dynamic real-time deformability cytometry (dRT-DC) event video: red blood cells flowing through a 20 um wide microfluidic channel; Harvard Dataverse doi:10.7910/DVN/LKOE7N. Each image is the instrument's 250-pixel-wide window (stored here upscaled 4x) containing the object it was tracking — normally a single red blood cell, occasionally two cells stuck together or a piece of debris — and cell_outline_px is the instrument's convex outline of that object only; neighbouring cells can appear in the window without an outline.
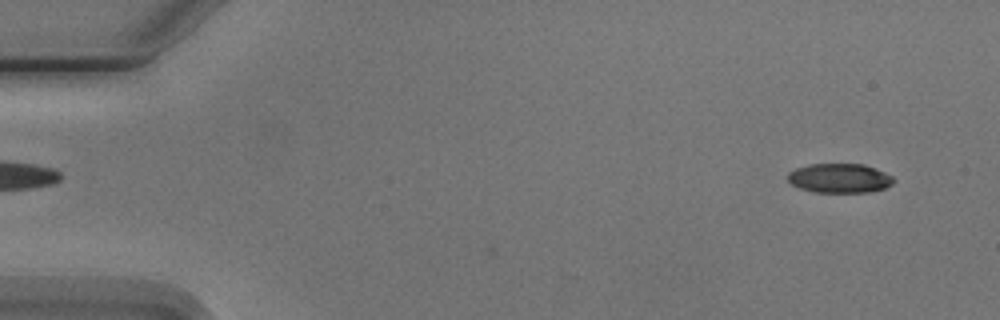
{"species": "Egyptian fruit bat (a non-hibernating species)", "species_latin": "Rousettus aegyptiacus", "temperature_condition": "cold", "stored_images_in_passage": 4, "camera_frame_rate_fps": 3000, "um_per_image_px": 0.085, "animal": {"sex": "male"}, "frame": {"image": 1, "passage_image": 1, "time_ms": 0.0, "image_size_px": [1000, 320], "cell_outline_px": [[896, 180], [892, 184], [884, 188], [868, 192], [812, 192], [800, 188], [792, 184], [788, 180], [788, 172], [796, 168], [808, 164], [864, 164], [884, 172], [892, 176]], "centroid_in_image_um": [71.36, 15.14], "position_along_channel_um": 13.6, "area_um2": 18.09}}
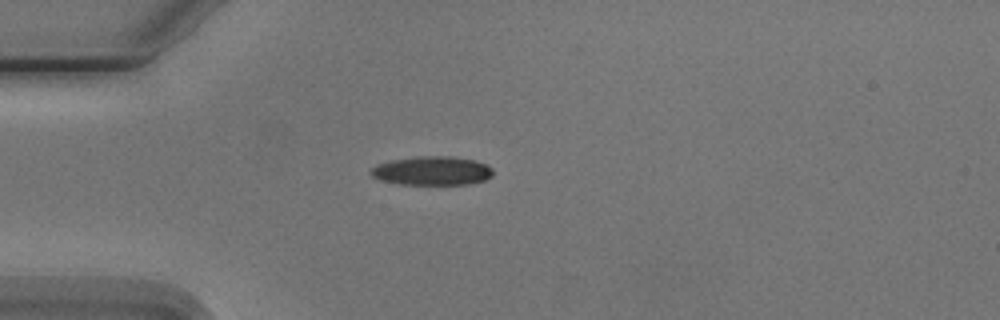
{"frame": {"image": 2, "passage_image": 4, "time_ms": 3.667, "image_size_px": [1000, 320], "cell_outline_px": [[492, 176], [484, 180], [468, 184], [400, 184], [380, 180], [372, 176], [368, 172], [376, 164], [392, 160], [416, 156], [452, 156], [476, 160], [488, 164], [492, 168]], "centroid_in_image_um": [36.73, 14.5], "position_along_channel_um": 48.3, "area_um2": 20.69}}